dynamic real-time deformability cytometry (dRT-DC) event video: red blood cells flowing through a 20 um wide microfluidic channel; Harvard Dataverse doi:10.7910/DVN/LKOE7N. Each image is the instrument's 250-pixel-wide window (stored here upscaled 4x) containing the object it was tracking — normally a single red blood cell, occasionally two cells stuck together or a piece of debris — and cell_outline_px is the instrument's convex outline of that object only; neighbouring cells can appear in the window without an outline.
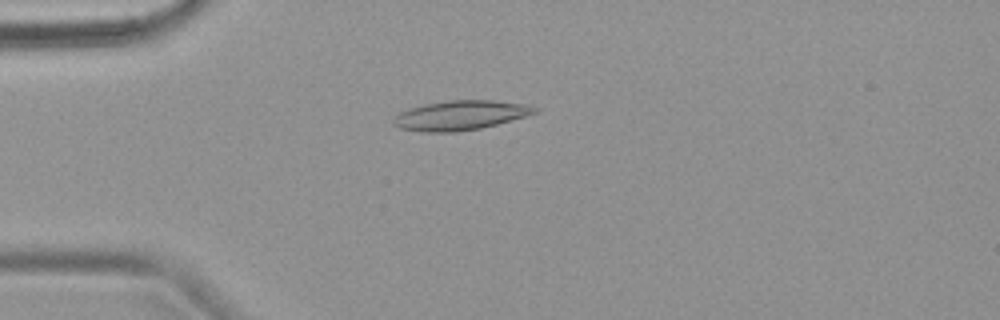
{"species": "common noctule bat (a hibernating species)", "species_latin": "Nyctalus noctula", "temperature_condition": "warm", "stored_images_in_passage": 5, "camera_frame_rate_fps": 3000, "um_per_image_px": 0.085, "animal": {"sex": "female", "body_mass_g": 18.4}, "frame": {"image": 1, "passage_image": 4, "time_ms": 3.667, "image_size_px": [1000, 320], "cell_outline_px": [[540, 108], [536, 112], [524, 116], [496, 124], [480, 128], [456, 132], [420, 132], [400, 128], [392, 124], [392, 120], [400, 112], [408, 108], [424, 104], [448, 100], [492, 100], [524, 104]], "centroid_in_image_um": [39.07, 9.8], "position_along_channel_um": 45.9, "area_um2": 24.22}}